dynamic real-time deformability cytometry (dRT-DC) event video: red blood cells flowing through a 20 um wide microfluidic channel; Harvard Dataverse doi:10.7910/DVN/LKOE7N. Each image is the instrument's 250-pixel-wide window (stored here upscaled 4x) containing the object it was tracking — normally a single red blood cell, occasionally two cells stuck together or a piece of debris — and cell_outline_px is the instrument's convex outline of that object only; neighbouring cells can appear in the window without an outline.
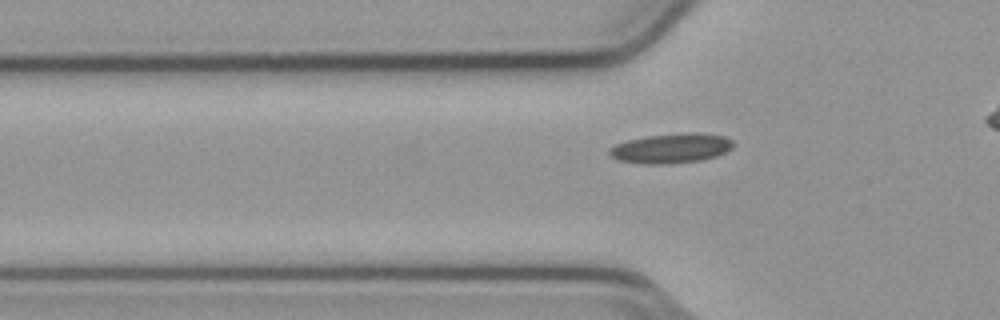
{"species": "common noctule bat (a hibernating species)", "species_latin": "Nyctalus noctula", "temperature_condition": "cold", "stored_images_in_passage": 38, "camera_frame_rate_fps": 3000, "um_per_image_px": 0.085, "animal": {"sex": "male", "body_mass_g": 23.1, "forearm_length_mm": 52.7}, "frame": {"image": 1, "passage_image": 11, "time_ms": 3.333, "image_size_px": [1000, 320], "cell_outline_px": [[732, 148], [716, 156], [700, 160], [668, 164], [644, 164], [616, 160], [608, 152], [608, 148], [616, 144], [628, 140], [648, 136], [680, 132], [696, 132], [724, 136], [732, 140]], "centroid_in_image_um": [57.02, 12.6], "position_along_channel_um": 68.8, "area_um2": 21.5}}
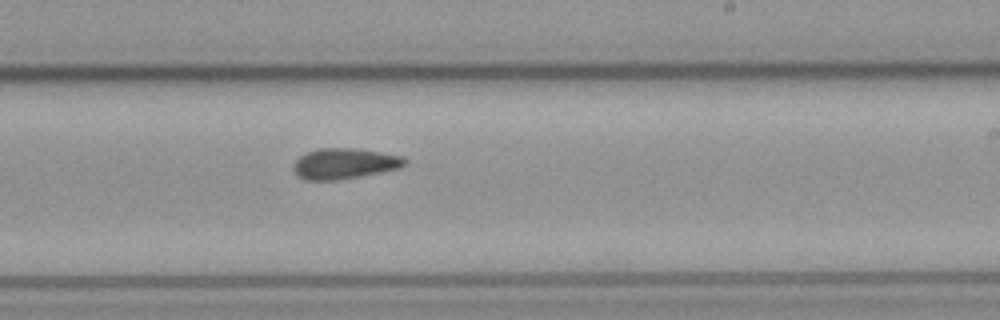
{"frame": {"image": 2, "passage_image": 26, "time_ms": 8.333, "image_size_px": [1000, 320], "cell_outline_px": [[408, 164], [400, 168], [360, 176], [336, 180], [304, 180], [292, 168], [296, 160], [300, 156], [308, 152], [320, 148], [352, 148], [380, 152], [404, 156], [408, 160]], "centroid_in_image_um": [29.32, 13.9], "position_along_channel_um": 259.7, "area_um2": 19.83}}
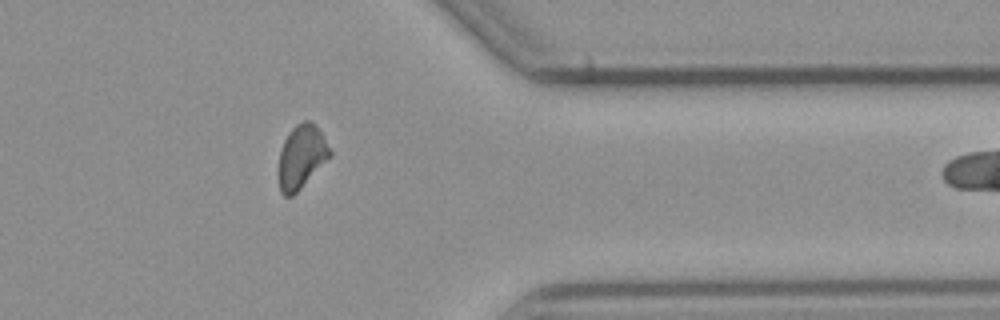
{"frame": {"image": 3, "passage_image": 37, "time_ms": 12.0, "image_size_px": [1000, 320], "cell_outline_px": [[332, 156], [292, 196], [284, 196], [280, 192], [276, 176], [276, 172], [280, 148], [288, 132], [296, 124], [304, 120], [308, 120], [320, 132], [332, 152]], "centroid_in_image_um": [25.56, 13.36], "position_along_channel_um": 385.8, "area_um2": 19.25}}